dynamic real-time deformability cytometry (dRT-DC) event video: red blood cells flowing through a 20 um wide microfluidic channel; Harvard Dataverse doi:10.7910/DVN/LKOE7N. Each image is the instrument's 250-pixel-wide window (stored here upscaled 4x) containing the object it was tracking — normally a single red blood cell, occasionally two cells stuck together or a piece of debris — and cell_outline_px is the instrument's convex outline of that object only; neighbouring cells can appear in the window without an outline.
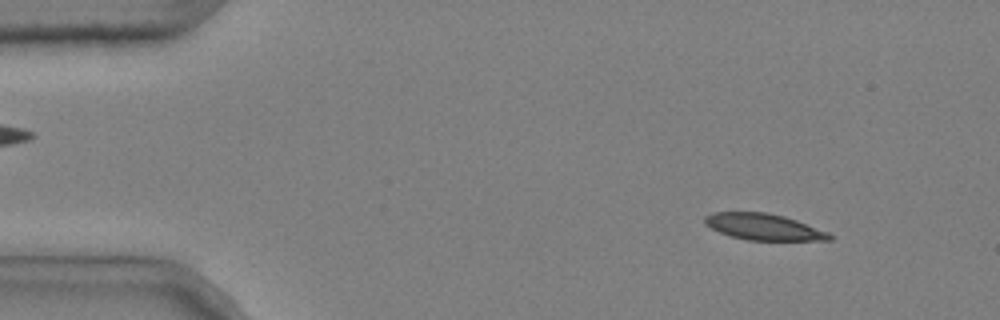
{"species": "common noctule bat (a hibernating species)", "species_latin": "Nyctalus noctula", "temperature_condition": "cold", "stored_images_in_passage": 4, "camera_frame_rate_fps": 3000, "um_per_image_px": 0.085, "animal": {"sex": "male", "body_mass_g": 20.4}, "frame": {"image": 1, "passage_image": 1, "time_ms": 0.0, "image_size_px": [1000, 320], "cell_outline_px": [[832, 240], [748, 240], [732, 236], [720, 232], [704, 224], [704, 216], [712, 212], [768, 212], [784, 216], [796, 220], [828, 232], [832, 236]], "centroid_in_image_um": [64.89, 19.27], "position_along_channel_um": 20.1, "area_um2": 19.02}}
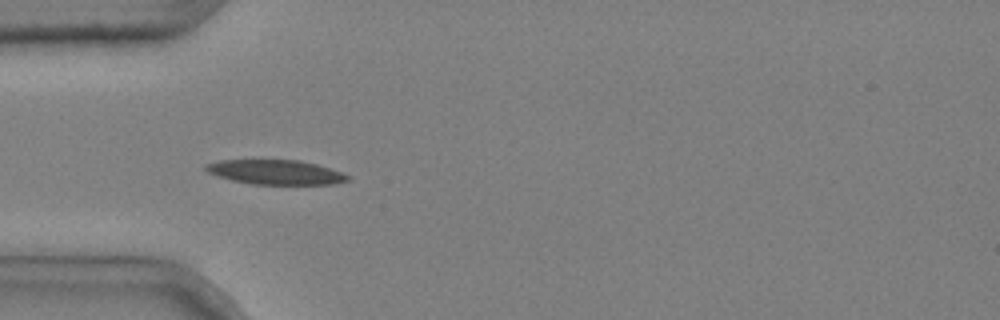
{"frame": {"image": 2, "passage_image": 3, "time_ms": 0.667, "image_size_px": [1000, 320], "cell_outline_px": [[352, 176], [348, 180], [332, 184], [252, 184], [232, 180], [216, 176], [208, 172], [204, 168], [204, 164], [220, 160], [300, 160], [316, 164], [344, 172]], "centroid_in_image_um": [23.43, 14.63], "position_along_channel_um": 61.6, "area_um2": 20.4}}